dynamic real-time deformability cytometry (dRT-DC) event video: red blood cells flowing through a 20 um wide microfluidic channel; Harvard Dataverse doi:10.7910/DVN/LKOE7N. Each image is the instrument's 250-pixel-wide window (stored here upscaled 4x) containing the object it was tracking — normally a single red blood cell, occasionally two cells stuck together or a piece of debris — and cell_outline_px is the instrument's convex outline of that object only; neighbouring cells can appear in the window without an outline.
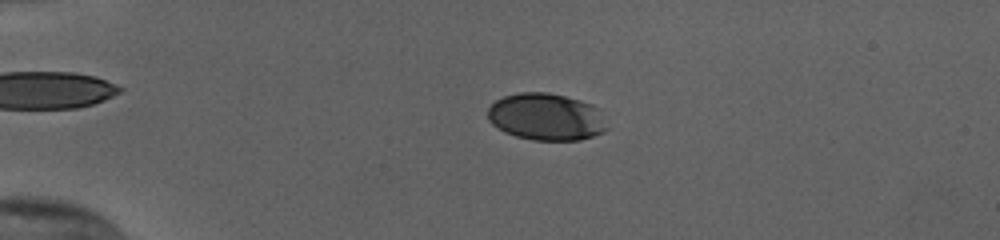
{"species": "human", "species_latin": "Homo sapiens", "temperature_condition": "cold", "stored_images_in_passage": 55, "camera_frame_rate_fps": 3000, "um_per_image_px": 0.085, "donor": {"sex": "female"}, "frame": {"image": 1, "passage_image": 14, "time_ms": 4.333, "image_size_px": [1000, 240], "cell_outline_px": [[608, 128], [604, 132], [580, 140], [532, 140], [516, 136], [504, 132], [492, 124], [488, 120], [488, 108], [496, 100], [504, 96], [520, 92], [548, 92], [580, 100], [592, 104], [600, 108]], "centroid_in_image_um": [46.44, 9.93], "position_along_channel_um": 38.6, "area_um2": 32.95}}
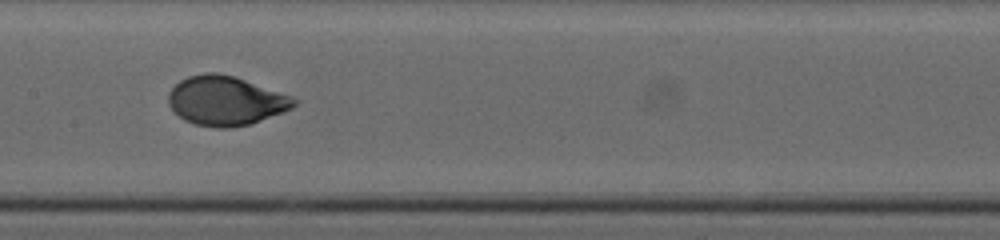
{"frame": {"image": 2, "passage_image": 30, "time_ms": 9.667, "image_size_px": [1000, 240], "cell_outline_px": [[300, 100], [292, 108], [284, 112], [252, 124], [228, 128], [216, 128], [196, 124], [184, 120], [168, 104], [168, 92], [180, 80], [188, 76], [204, 72], [216, 72], [232, 76], [292, 96]], "centroid_in_image_um": [19.2, 8.57], "position_along_channel_um": 188.2, "area_um2": 36.07}}
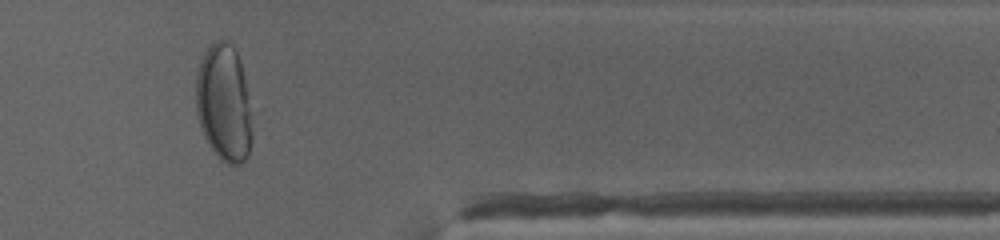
{"frame": {"image": 3, "passage_image": 47, "time_ms": 15.333, "image_size_px": [1000, 240], "cell_outline_px": [[252, 140], [248, 156], [240, 164], [228, 164], [220, 160], [208, 144], [200, 128], [196, 112], [196, 72], [200, 60], [204, 52], [216, 40], [224, 40], [232, 44], [240, 60], [244, 76], [252, 132]], "centroid_in_image_um": [19.0, 8.78], "position_along_channel_um": 392.4, "area_um2": 38.38}, "authors_computed_cell_mechanics": {"area_um2": 35.7204, "velocity_mm_per_s": 3.8157, "shape_relaxation_time_tau1_ms": 3.9346, "shape_relaxation_time_tau2_ms": null, "deformation_change_tau1": 0.1767, "deformation_change_tau2": null}}